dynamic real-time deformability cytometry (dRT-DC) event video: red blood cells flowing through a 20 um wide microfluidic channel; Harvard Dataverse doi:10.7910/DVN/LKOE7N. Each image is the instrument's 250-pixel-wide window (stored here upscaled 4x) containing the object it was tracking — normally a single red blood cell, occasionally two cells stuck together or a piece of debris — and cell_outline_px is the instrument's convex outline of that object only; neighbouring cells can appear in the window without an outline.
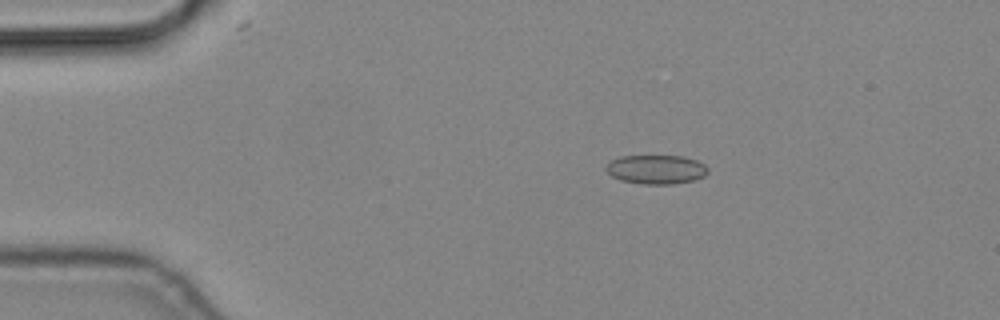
{"species": "common noctule bat (a hibernating species)", "species_latin": "Nyctalus noctula", "temperature_condition": "cold", "stored_images_in_passage": 2, "camera_frame_rate_fps": 3000, "um_per_image_px": 0.085, "animal": {"sex": "male", "body_mass_g": 19.2, "forearm_length_mm": 51.8}, "frame": {"image": 1, "passage_image": 1, "time_ms": 0.0, "image_size_px": [1000, 320], "cell_outline_px": [[708, 172], [704, 176], [692, 180], [672, 184], [640, 184], [620, 180], [612, 176], [604, 168], [612, 160], [620, 156], [684, 156], [696, 160], [704, 164], [708, 168]], "centroid_in_image_um": [55.77, 14.4], "position_along_channel_um": 29.2, "area_um2": 17.22}}